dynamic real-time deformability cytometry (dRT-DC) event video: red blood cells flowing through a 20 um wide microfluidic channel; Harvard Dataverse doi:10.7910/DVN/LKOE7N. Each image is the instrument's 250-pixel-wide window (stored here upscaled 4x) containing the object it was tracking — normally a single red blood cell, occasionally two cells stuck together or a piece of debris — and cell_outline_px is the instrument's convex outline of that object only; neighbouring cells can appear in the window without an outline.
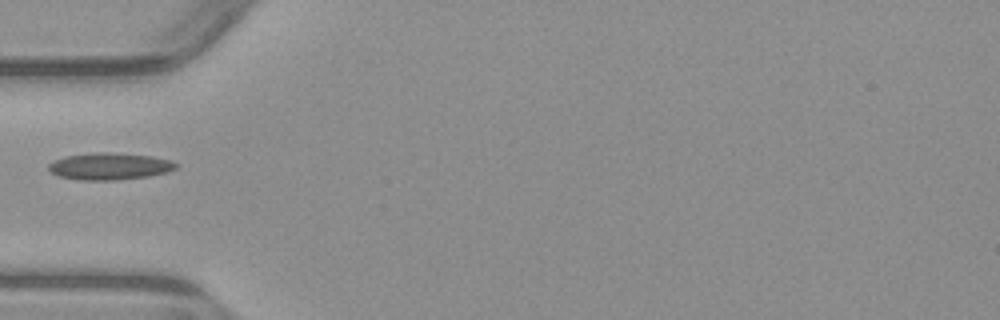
{"species": "common noctule bat (a hibernating species)", "species_latin": "Nyctalus noctula", "temperature_condition": "warm", "stored_images_in_passage": 5, "camera_frame_rate_fps": 3000, "um_per_image_px": 0.085, "animal": {"sex": "male", "body_mass_g": 23.1, "forearm_length_mm": 52.7}, "frame": {"image": 1, "passage_image": 5, "time_ms": 7.667, "image_size_px": [1000, 320], "cell_outline_px": [[180, 164], [176, 168], [168, 172], [148, 176], [116, 180], [80, 180], [60, 176], [52, 172], [48, 168], [48, 164], [64, 156], [100, 152], [108, 152], [152, 156], [172, 160]], "centroid_in_image_um": [9.37, 14.13], "position_along_channel_um": 75.6, "area_um2": 19.94}}